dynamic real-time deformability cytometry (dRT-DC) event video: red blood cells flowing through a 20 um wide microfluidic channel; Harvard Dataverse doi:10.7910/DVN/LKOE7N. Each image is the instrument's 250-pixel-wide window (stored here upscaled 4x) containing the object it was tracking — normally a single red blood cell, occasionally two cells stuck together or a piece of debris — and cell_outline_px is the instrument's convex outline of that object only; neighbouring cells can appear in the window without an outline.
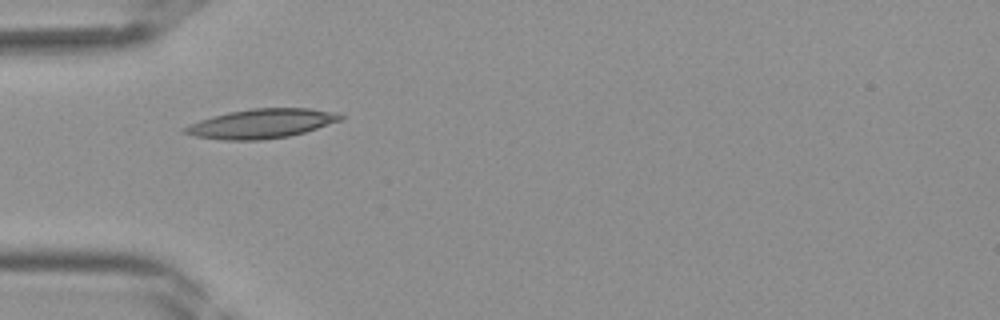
{"species": "Egyptian fruit bat (a non-hibernating species)", "species_latin": "Rousettus aegyptiacus", "temperature_condition": "room temperature", "stored_images_in_passage": 29, "camera_frame_rate_fps": 3000, "um_per_image_px": 0.085, "frame": {"image": 1, "passage_image": 1, "time_ms": 0.0, "image_size_px": [1000, 320], "cell_outline_px": [[344, 120], [304, 132], [288, 136], [260, 140], [228, 140], [196, 136], [180, 132], [180, 128], [200, 120], [212, 116], [228, 112], [252, 108], [308, 108], [340, 112], [344, 116]], "centroid_in_image_um": [22.25, 10.49], "position_along_channel_um": 62.7, "area_um2": 26.76}}
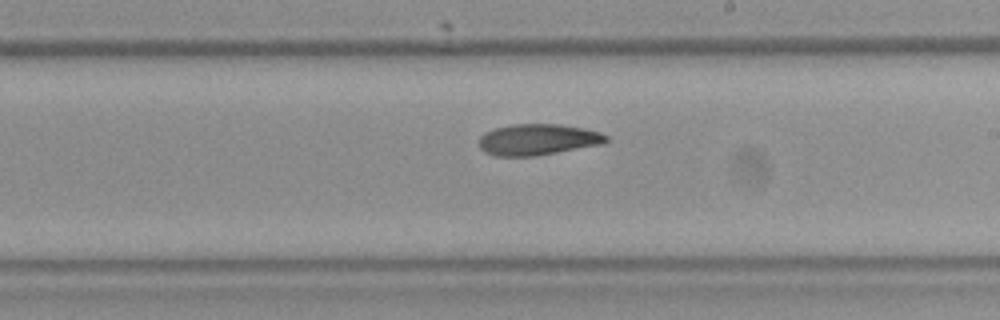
{"frame": {"image": 2, "passage_image": 12, "time_ms": 3.667, "image_size_px": [1000, 320], "cell_outline_px": [[608, 140], [604, 144], [536, 156], [496, 156], [484, 152], [480, 148], [480, 136], [484, 132], [496, 128], [512, 124], [560, 124], [584, 128], [600, 132], [608, 136]], "centroid_in_image_um": [45.73, 11.86], "position_along_channel_um": 243.3, "area_um2": 23.24}}
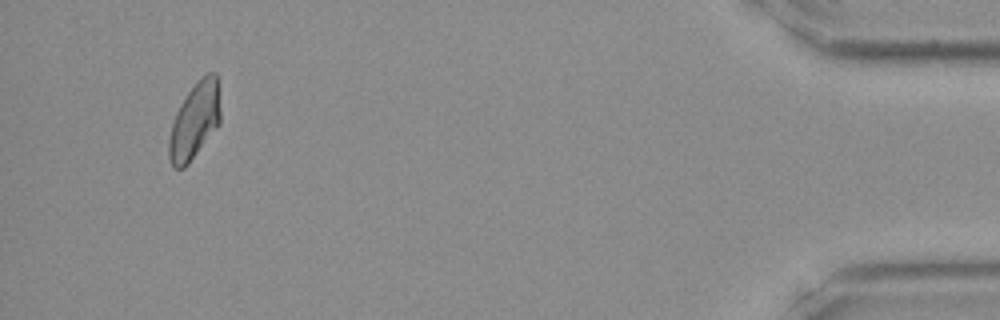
{"frame": {"image": 3, "passage_image": 27, "time_ms": 8.667, "image_size_px": [1000, 320], "cell_outline_px": [[220, 124], [188, 164], [184, 168], [172, 168], [168, 160], [168, 140], [172, 124], [176, 112], [180, 104], [188, 92], [200, 76], [208, 72], [216, 72], [220, 112]], "centroid_in_image_um": [16.53, 10.29], "position_along_channel_um": 418.7, "area_um2": 23.0}}